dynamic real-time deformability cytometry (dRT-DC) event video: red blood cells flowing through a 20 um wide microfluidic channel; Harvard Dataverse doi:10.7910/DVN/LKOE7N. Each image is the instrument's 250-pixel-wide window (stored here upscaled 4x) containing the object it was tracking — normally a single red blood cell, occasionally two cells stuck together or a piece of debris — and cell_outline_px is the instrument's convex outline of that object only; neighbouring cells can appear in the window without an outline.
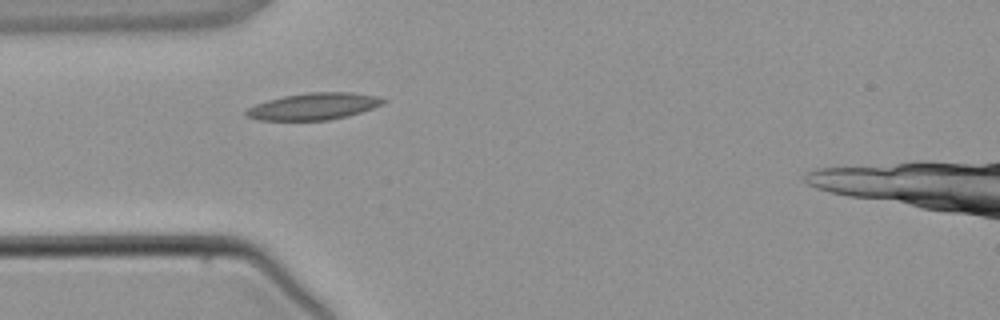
{"species": "common noctule bat (a hibernating species)", "species_latin": "Nyctalus noctula", "temperature_condition": "warm", "stored_images_in_passage": 3, "camera_frame_rate_fps": 3000, "um_per_image_px": 0.085, "animal": {"sex": "male", "body_mass_g": 21.5, "forearm_length_mm": 52.0}, "frame": {"image": 1, "passage_image": 3, "time_ms": 2.333, "image_size_px": [1000, 320], "cell_outline_px": [[388, 100], [384, 104], [348, 116], [328, 120], [260, 120], [248, 116], [244, 112], [248, 108], [256, 104], [268, 100], [284, 96], [308, 92], [352, 92], [376, 96]], "centroid_in_image_um": [26.7, 9.03], "position_along_channel_um": 58.3, "area_um2": 21.27}}